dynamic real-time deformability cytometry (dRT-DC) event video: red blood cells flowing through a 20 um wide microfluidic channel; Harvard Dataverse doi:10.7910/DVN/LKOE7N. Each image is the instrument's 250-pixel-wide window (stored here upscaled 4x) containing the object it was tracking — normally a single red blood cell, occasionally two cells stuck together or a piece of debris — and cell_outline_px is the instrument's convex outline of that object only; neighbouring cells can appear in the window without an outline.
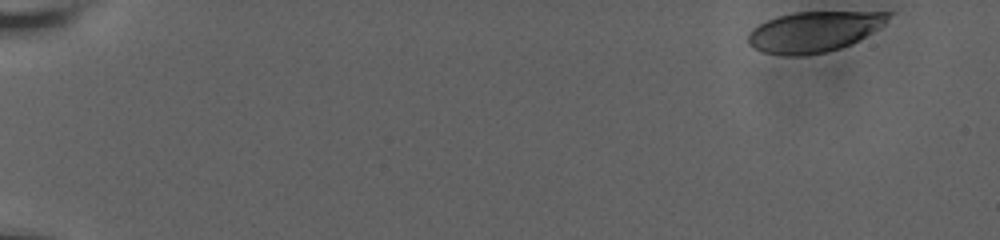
{"species": "human", "species_latin": "Homo sapiens", "temperature_condition": "room temperature", "stored_images_in_passage": 23, "camera_frame_rate_fps": 3000, "um_per_image_px": 0.085, "donor": {"sex": "male"}, "frame": {"image": 1, "passage_image": 1, "time_ms": 0.0, "image_size_px": [1000, 240], "cell_outline_px": [[896, 12], [884, 24], [864, 36], [840, 48], [824, 52], [764, 52], [748, 44], [748, 32], [752, 28], [776, 16], [792, 12]], "centroid_in_image_um": [69.21, 2.62], "position_along_channel_um": 15.8, "area_um2": 31.73}}
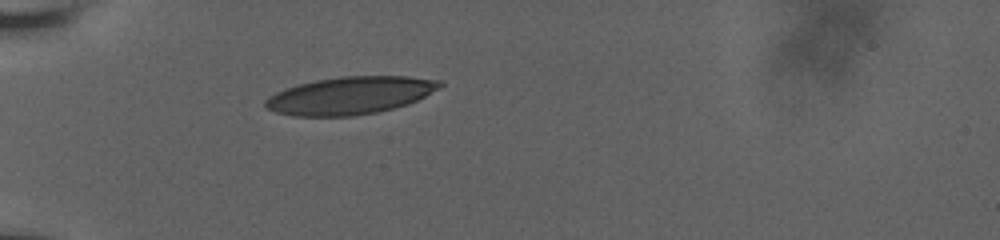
{"frame": {"image": 2, "passage_image": 16, "time_ms": 5.333, "image_size_px": [1000, 240], "cell_outline_px": [[444, 84], [440, 88], [408, 104], [376, 112], [352, 116], [292, 116], [276, 112], [268, 108], [264, 104], [264, 100], [268, 96], [276, 92], [300, 84], [316, 80], [340, 76], [408, 76], [440, 80]], "centroid_in_image_um": [29.77, 8.11], "position_along_channel_um": 55.2, "area_um2": 38.03}}
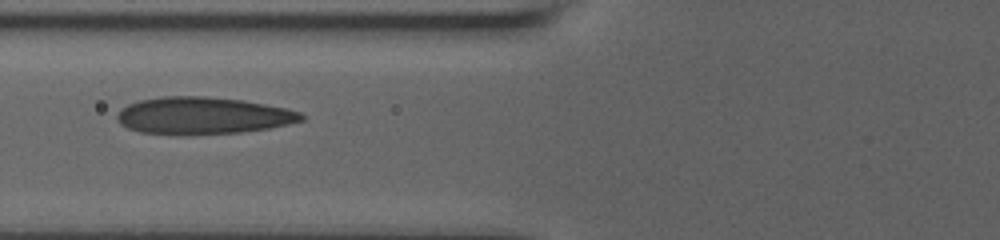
{"frame": {"image": 3, "passage_image": 22, "time_ms": 7.333, "image_size_px": [1000, 240], "cell_outline_px": [[304, 120], [288, 124], [268, 128], [240, 132], [176, 136], [140, 132], [128, 128], [120, 124], [116, 120], [116, 116], [120, 108], [128, 104], [140, 100], [164, 96], [208, 96], [244, 100], [284, 108], [300, 112], [304, 116]], "centroid_in_image_um": [17.18, 9.84], "position_along_channel_um": 108.6, "area_um2": 40.23}}